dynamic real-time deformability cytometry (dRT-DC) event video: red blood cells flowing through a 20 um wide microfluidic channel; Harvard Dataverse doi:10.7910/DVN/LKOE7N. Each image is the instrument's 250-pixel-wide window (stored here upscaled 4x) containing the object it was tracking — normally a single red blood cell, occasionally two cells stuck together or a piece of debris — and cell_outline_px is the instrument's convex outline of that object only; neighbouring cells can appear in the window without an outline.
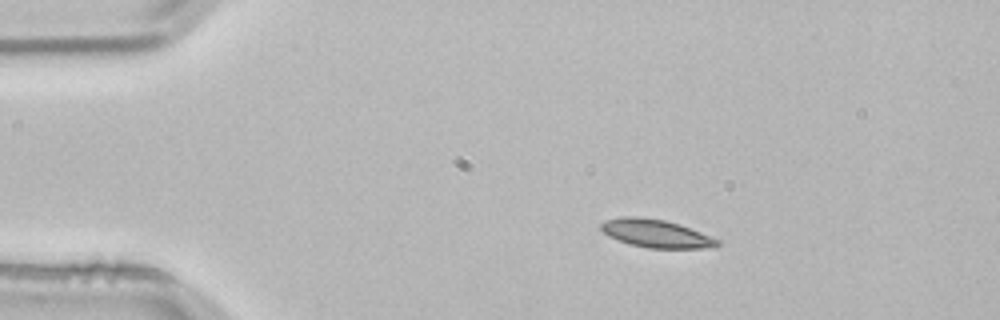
{"species": "common noctule bat (a hibernating species)", "species_latin": "Nyctalus noctula", "temperature_condition": "room temperature", "stored_images_in_passage": 3, "camera_frame_rate_fps": 3000, "um_per_image_px": 0.085, "animal": {"sex": "male", "body_mass_g": 21.5, "forearm_length_mm": 52.0}, "frame": {"image": 1, "passage_image": 1, "time_ms": 0.0, "image_size_px": [1000, 320], "cell_outline_px": [[720, 244], [716, 248], [648, 248], [628, 244], [608, 236], [600, 228], [600, 224], [604, 220], [624, 216], [636, 216], [664, 220], [680, 224], [720, 240]], "centroid_in_image_um": [55.76, 19.85], "position_along_channel_um": 29.2, "area_um2": 19.13}}